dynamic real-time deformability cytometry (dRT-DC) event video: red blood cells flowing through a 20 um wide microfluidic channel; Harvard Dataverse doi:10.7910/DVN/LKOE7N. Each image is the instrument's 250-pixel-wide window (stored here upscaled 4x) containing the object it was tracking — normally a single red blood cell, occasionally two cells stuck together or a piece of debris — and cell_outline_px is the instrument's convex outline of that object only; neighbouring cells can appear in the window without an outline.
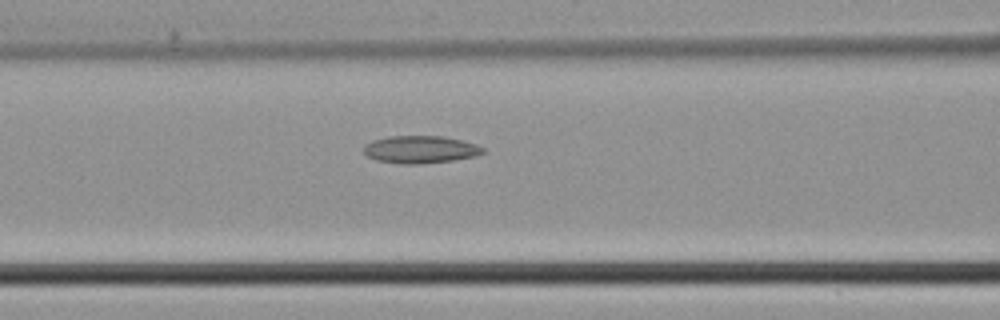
{"species": "common noctule bat (a hibernating species)", "species_latin": "Nyctalus noctula", "temperature_condition": "cold", "stored_images_in_passage": 23, "camera_frame_rate_fps": 3000, "um_per_image_px": 0.085, "animal": {"sex": "male", "body_mass_g": 21.5, "forearm_length_mm": 52.0}, "frame": {"image": 1, "passage_image": 5, "time_ms": 1.333, "image_size_px": [1000, 320], "cell_outline_px": [[484, 152], [476, 156], [452, 160], [416, 164], [400, 164], [376, 160], [368, 156], [364, 152], [364, 144], [372, 140], [388, 136], [444, 136], [476, 144], [484, 148]], "centroid_in_image_um": [35.7, 12.7], "position_along_channel_um": 130.9, "area_um2": 19.07}}
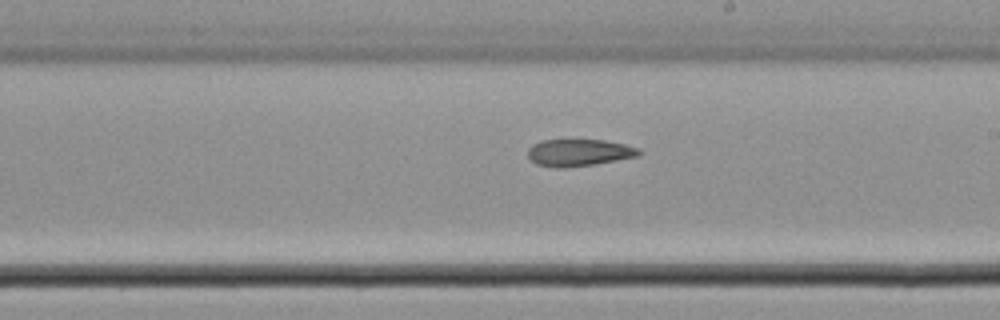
{"frame": {"image": 2, "passage_image": 12, "time_ms": 3.667, "image_size_px": [1000, 320], "cell_outline_px": [[640, 152], [636, 156], [596, 164], [564, 168], [556, 168], [536, 164], [528, 156], [528, 148], [532, 144], [540, 140], [604, 140], [624, 144], [640, 148]], "centroid_in_image_um": [49.17, 12.97], "position_along_channel_um": 239.8, "area_um2": 17.46}}
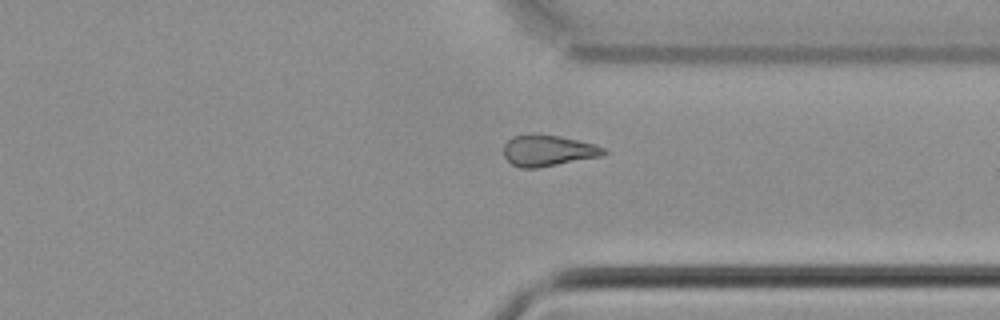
{"frame": {"image": 3, "passage_image": 20, "time_ms": 6.333, "image_size_px": [1000, 320], "cell_outline_px": [[608, 152], [600, 156], [536, 168], [520, 168], [512, 164], [504, 156], [504, 144], [512, 136], [560, 136], [592, 144], [604, 148]], "centroid_in_image_um": [46.56, 12.83], "position_along_channel_um": 364.8, "area_um2": 17.46}}